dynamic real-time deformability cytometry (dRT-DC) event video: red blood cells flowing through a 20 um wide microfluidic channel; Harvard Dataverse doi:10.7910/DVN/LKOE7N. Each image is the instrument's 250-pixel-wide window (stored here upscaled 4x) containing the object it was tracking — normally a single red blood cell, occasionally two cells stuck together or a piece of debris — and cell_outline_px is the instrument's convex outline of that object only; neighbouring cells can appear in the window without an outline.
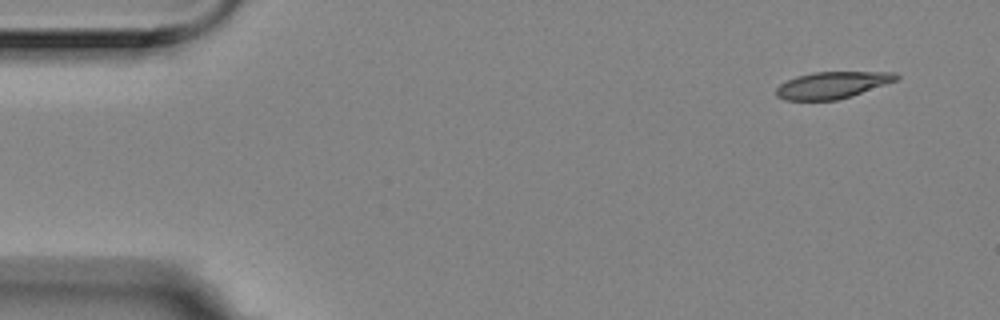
{"species": "Egyptian fruit bat (a non-hibernating species)", "species_latin": "Rousettus aegyptiacus", "temperature_condition": "room temperature", "stored_images_in_passage": 5, "camera_frame_rate_fps": 3000, "um_per_image_px": 0.085, "animal": {"sex": "female"}, "frame": {"image": 1, "passage_image": 1, "time_ms": 0.0, "image_size_px": [1000, 320], "cell_outline_px": [[900, 76], [896, 80], [852, 96], [836, 100], [784, 100], [776, 96], [776, 88], [780, 84], [796, 76], [812, 72], [896, 72]], "centroid_in_image_um": [70.72, 7.23], "position_along_channel_um": 14.3, "area_um2": 18.67}}